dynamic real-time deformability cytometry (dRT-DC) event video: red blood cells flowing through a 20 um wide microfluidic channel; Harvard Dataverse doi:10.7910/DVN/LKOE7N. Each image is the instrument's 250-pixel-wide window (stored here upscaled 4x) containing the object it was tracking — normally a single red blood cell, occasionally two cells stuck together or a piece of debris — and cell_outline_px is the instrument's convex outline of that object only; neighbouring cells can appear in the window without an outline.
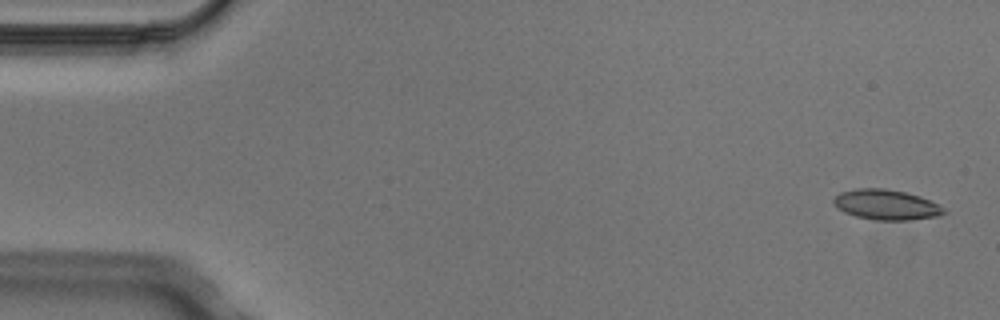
{"species": "Egyptian fruit bat (a non-hibernating species)", "species_latin": "Rousettus aegyptiacus", "temperature_condition": "cold", "stored_images_in_passage": 5, "segment_of_instrument_passage": [1, 2], "camera_frame_rate_fps": 3000, "um_per_image_px": 0.085, "animal": {"sex": "male"}, "frame": {"image": 1, "passage_image": 1, "time_ms": 0.0, "image_size_px": [1000, 320], "cell_outline_px": [[948, 212], [940, 216], [908, 220], [876, 220], [856, 216], [844, 212], [832, 200], [840, 192], [856, 188], [884, 188], [904, 192], [920, 196], [944, 208]], "centroid_in_image_um": [75.35, 17.4], "position_along_channel_um": 9.7, "area_um2": 19.25}}